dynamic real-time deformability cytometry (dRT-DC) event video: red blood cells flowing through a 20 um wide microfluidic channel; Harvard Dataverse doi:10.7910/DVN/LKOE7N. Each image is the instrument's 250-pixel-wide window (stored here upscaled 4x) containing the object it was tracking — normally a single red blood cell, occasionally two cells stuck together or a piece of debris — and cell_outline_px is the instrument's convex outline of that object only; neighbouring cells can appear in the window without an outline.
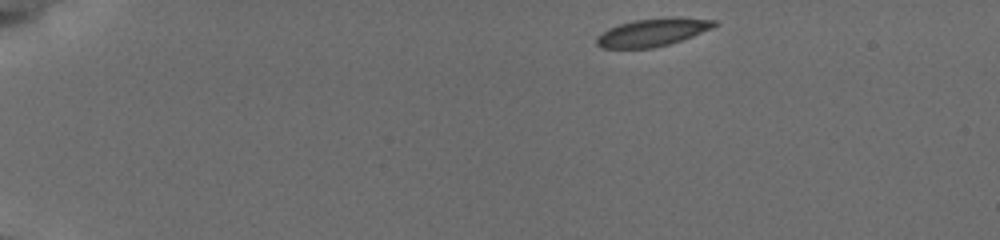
{"species": "common noctule bat (a hibernating species)", "species_latin": "Nyctalus noctula", "temperature_condition": "cold", "stored_images_in_passage": 46, "camera_frame_rate_fps": 3000, "um_per_image_px": 0.085, "animal": {"sex": "female", "body_mass_g": 19.5, "forearm_length_mm": 54.1}, "frame": {"image": 1, "passage_image": 1, "time_ms": 0.0, "image_size_px": [1000, 240], "cell_outline_px": [[720, 24], [712, 28], [692, 36], [668, 44], [652, 48], [600, 48], [596, 44], [596, 36], [608, 28], [620, 24], [636, 20], [668, 16], [680, 16], [716, 20]], "centroid_in_image_um": [55.49, 2.72], "position_along_channel_um": 29.5, "area_um2": 19.31}}
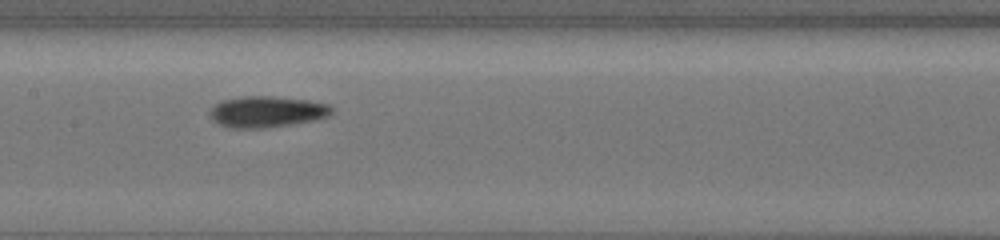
{"frame": {"image": 2, "passage_image": 21, "time_ms": 6.667, "image_size_px": [1000, 240], "cell_outline_px": [[332, 112], [328, 116], [312, 120], [264, 128], [236, 128], [220, 124], [212, 120], [208, 116], [208, 112], [220, 100], [244, 96], [272, 96], [308, 100], [328, 104], [332, 108]], "centroid_in_image_um": [22.63, 9.48], "position_along_channel_um": 184.8, "area_um2": 21.96}}
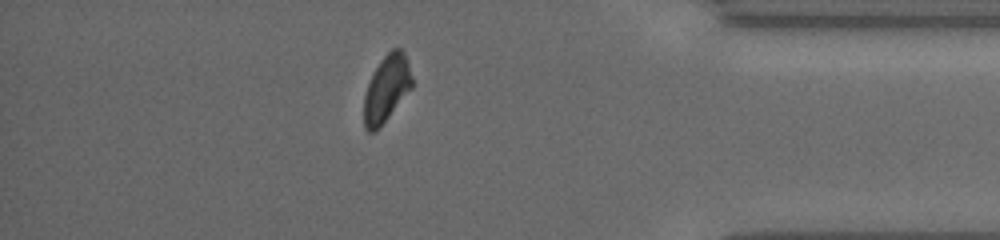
{"frame": {"image": 3, "passage_image": 40, "time_ms": 13.0, "image_size_px": [1000, 240], "cell_outline_px": [[412, 88], [388, 116], [372, 132], [368, 132], [364, 128], [364, 96], [368, 84], [380, 60], [392, 48], [400, 48], [404, 52], [412, 76]], "centroid_in_image_um": [32.86, 7.49], "position_along_channel_um": 402.3, "area_um2": 18.15}, "authors_computed_cell_mechanics": {"area_um2": 19.7965, "velocity_mm_per_s": 3.8031, "shape_relaxation_time_tau1_ms": 3.1156, "shape_relaxation_time_tau2_ms": 1.9363, "deformation_change_tau1": 0.1138, "deformation_change_tau2": 0.0636}}